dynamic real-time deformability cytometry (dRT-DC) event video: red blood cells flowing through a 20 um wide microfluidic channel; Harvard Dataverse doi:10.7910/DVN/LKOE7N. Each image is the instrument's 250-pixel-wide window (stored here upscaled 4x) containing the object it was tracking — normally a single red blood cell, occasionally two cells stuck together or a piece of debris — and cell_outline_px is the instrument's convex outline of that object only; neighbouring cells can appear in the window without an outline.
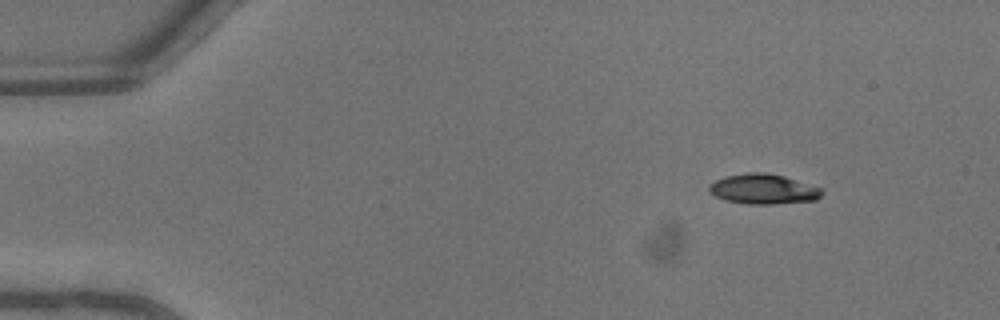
{"species": "common noctule bat (a hibernating species)", "species_latin": "Nyctalus noctula", "temperature_condition": "warm", "stored_images_in_passage": 2, "camera_frame_rate_fps": 3000, "um_per_image_px": 0.085, "animal": {"sex": "male", "body_mass_g": 13.3}, "frame": {"image": 1, "passage_image": 1, "time_ms": 0.0, "image_size_px": [1000, 320], "cell_outline_px": [[824, 192], [816, 200], [772, 204], [748, 204], [724, 200], [708, 192], [708, 184], [716, 180], [728, 176], [744, 172], [764, 172], [784, 176], [820, 188]], "centroid_in_image_um": [64.84, 16.07], "position_along_channel_um": 20.2, "area_um2": 19.71}}